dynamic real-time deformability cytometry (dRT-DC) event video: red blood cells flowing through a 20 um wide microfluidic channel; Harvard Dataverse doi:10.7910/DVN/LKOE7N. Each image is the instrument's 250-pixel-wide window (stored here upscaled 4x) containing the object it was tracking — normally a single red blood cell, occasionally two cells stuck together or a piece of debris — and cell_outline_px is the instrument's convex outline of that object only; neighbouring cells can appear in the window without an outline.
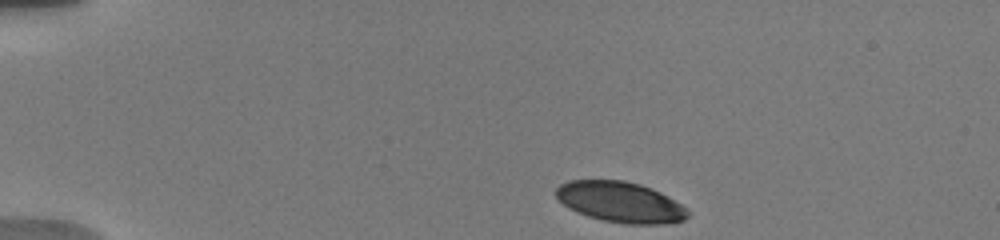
{"species": "human", "species_latin": "Homo sapiens", "temperature_condition": "warm", "stored_images_in_passage": 6, "camera_frame_rate_fps": 3000, "um_per_image_px": 0.085, "donor": {"sex": "male"}, "frame": {"image": 1, "passage_image": 1, "time_ms": 0.0, "image_size_px": [1000, 240], "cell_outline_px": [[692, 212], [684, 220], [668, 224], [624, 224], [604, 220], [588, 216], [576, 212], [568, 208], [556, 196], [556, 188], [560, 184], [568, 180], [624, 180], [640, 184], [652, 188], [668, 196]], "centroid_in_image_um": [52.75, 17.18], "position_along_channel_um": 32.2, "area_um2": 31.39}}
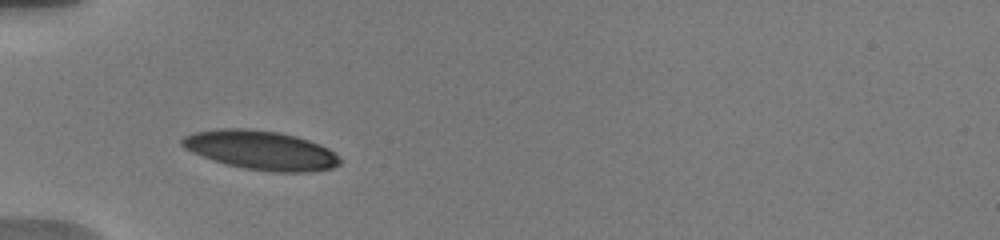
{"frame": {"image": 2, "passage_image": 5, "time_ms": 2.667, "image_size_px": [1000, 240], "cell_outline_px": [[340, 164], [332, 168], [312, 172], [272, 172], [244, 168], [212, 160], [192, 152], [184, 148], [180, 144], [180, 140], [184, 136], [192, 132], [216, 128], [244, 128], [280, 132], [296, 136], [320, 144], [328, 148], [340, 156]], "centroid_in_image_um": [22.17, 12.76], "position_along_channel_um": 62.8, "area_um2": 36.24}}
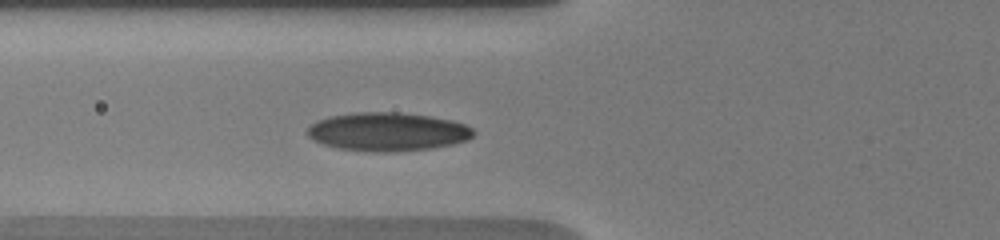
{"frame": {"image": 3, "passage_image": 6, "time_ms": 3.667, "image_size_px": [1000, 240], "cell_outline_px": [[476, 132], [468, 140], [452, 144], [428, 148], [396, 152], [372, 152], [340, 148], [324, 144], [312, 140], [304, 132], [316, 120], [328, 116], [356, 112], [400, 112], [432, 116], [452, 120], [464, 124], [472, 128]], "centroid_in_image_um": [32.93, 11.19], "position_along_channel_um": 92.9, "area_um2": 37.51}}